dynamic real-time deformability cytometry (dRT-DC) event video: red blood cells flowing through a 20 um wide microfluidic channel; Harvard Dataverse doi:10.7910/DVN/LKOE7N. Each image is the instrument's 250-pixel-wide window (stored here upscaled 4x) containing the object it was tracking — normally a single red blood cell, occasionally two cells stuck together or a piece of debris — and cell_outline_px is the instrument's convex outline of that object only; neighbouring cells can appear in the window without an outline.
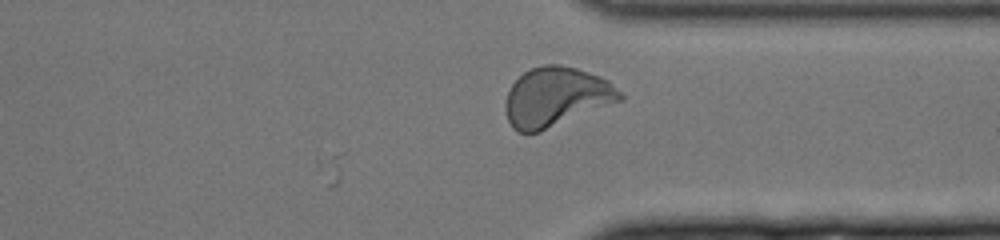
{"species": "human", "species_latin": "Homo sapiens", "temperature_condition": "cold", "stored_images_in_passage": 60, "camera_frame_rate_fps": 3000, "um_per_image_px": 0.085, "donor": {"sex": "female"}, "frame": {"image": 1, "passage_image": 60, "time_ms": 19.667, "image_size_px": [1000, 240], "cell_outline_px": [[624, 100], [540, 132], [516, 132], [512, 128], [508, 120], [504, 108], [504, 104], [508, 92], [512, 84], [524, 72], [532, 68], [544, 64], [560, 64], [576, 68], [600, 76], [608, 80], [624, 96]], "centroid_in_image_um": [47.27, 8.25], "position_along_channel_um": 364.1, "area_um2": 39.82}}